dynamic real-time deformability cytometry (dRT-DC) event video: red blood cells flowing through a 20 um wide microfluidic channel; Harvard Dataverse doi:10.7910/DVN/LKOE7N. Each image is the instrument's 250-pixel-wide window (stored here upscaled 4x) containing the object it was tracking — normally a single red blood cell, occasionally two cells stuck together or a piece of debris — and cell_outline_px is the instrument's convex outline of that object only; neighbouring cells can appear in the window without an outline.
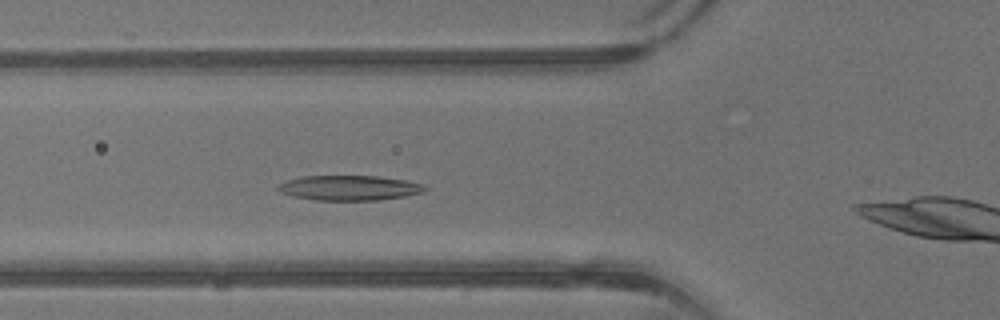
{"species": "common noctule bat (a hibernating species)", "species_latin": "Nyctalus noctula", "temperature_condition": "warm", "stored_images_in_passage": 34, "camera_frame_rate_fps": 3000, "um_per_image_px": 0.085, "animal": {"sex": "male", "body_mass_g": 13.3}, "frame": {"image": 1, "passage_image": 7, "time_ms": 2.0, "image_size_px": [1000, 320], "cell_outline_px": [[428, 188], [424, 192], [404, 196], [380, 200], [316, 200], [292, 196], [280, 192], [276, 188], [276, 184], [300, 176], [380, 176], [404, 180], [424, 184]], "centroid_in_image_um": [29.68, 15.96], "position_along_channel_um": 96.1, "area_um2": 21.5}}
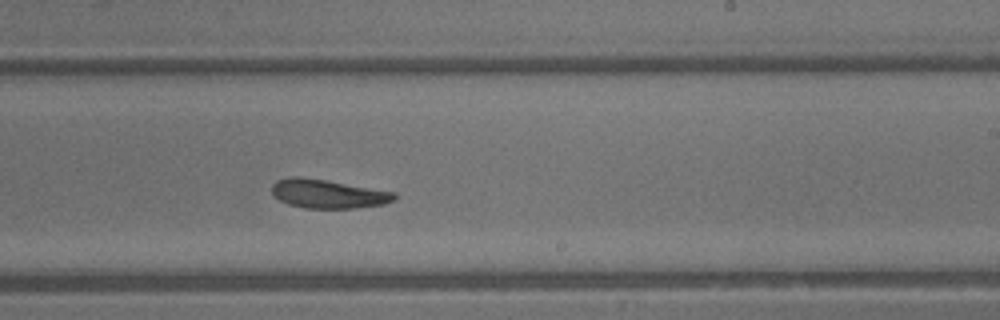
{"frame": {"image": 2, "passage_image": 17, "time_ms": 5.333, "image_size_px": [1000, 320], "cell_outline_px": [[396, 200], [384, 204], [356, 208], [304, 208], [288, 204], [280, 200], [272, 192], [272, 184], [276, 180], [292, 176], [300, 176], [396, 192]], "centroid_in_image_um": [27.88, 16.48], "position_along_channel_um": 261.1, "area_um2": 20.52}}
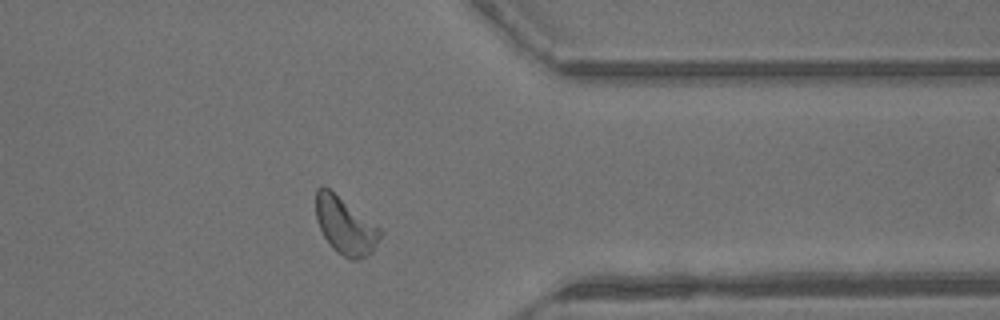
{"frame": {"image": 3, "passage_image": 25, "time_ms": 8.0, "image_size_px": [1000, 320], "cell_outline_px": [[384, 232], [372, 252], [356, 260], [352, 260], [344, 256], [332, 248], [328, 244], [316, 220], [316, 188], [320, 184], [328, 188], [380, 228]], "centroid_in_image_um": [29.33, 19.19], "position_along_channel_um": 382.1, "area_um2": 21.15}, "authors_computed_cell_mechanics": {"area_um2": 21.1259, "velocity_mm_per_s": 4.9502, "shape_relaxation_time_tau1_ms": 3.6069, "shape_relaxation_time_tau2_ms": 3.4773, "deformation_change_tau1": 0.1425, "deformation_change_tau2": 0.1285}}